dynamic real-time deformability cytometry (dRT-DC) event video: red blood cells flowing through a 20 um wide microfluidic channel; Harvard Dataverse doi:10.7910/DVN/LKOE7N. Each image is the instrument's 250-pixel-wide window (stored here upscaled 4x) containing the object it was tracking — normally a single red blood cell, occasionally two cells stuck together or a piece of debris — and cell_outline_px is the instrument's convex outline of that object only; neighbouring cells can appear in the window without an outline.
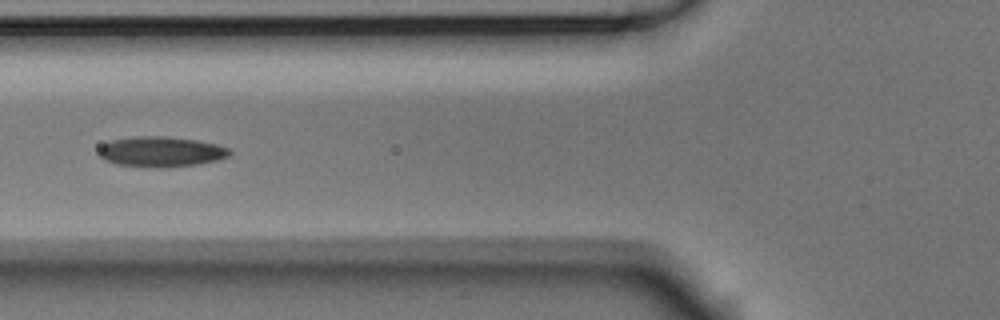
{"species": "Egyptian fruit bat (a non-hibernating species)", "species_latin": "Rousettus aegyptiacus", "temperature_condition": "room temperature", "stored_images_in_passage": 7, "camera_frame_rate_fps": 3000, "um_per_image_px": 0.085, "animal": {"sex": "male"}, "frame": {"image": 1, "passage_image": 4, "time_ms": 1.0, "image_size_px": [1000, 320], "cell_outline_px": [[232, 152], [228, 156], [216, 160], [196, 164], [168, 168], [156, 168], [116, 164], [104, 160], [96, 152], [108, 140], [136, 136], [164, 136], [196, 140], [216, 144], [228, 148]], "centroid_in_image_um": [13.64, 12.9], "position_along_channel_um": 112.2, "area_um2": 23.24}}
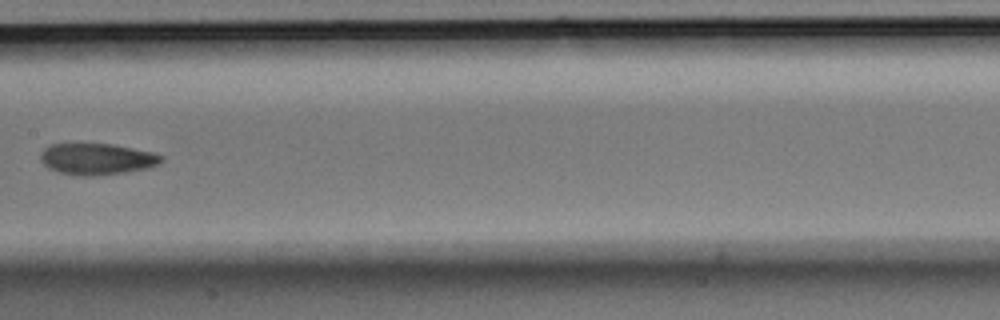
{"frame": {"image": 2, "passage_image": 6, "time_ms": 1.667, "image_size_px": [1000, 320], "cell_outline_px": [[164, 160], [160, 164], [148, 168], [128, 172], [92, 176], [80, 176], [60, 172], [48, 168], [40, 160], [40, 152], [44, 148], [52, 144], [112, 144], [152, 152], [164, 156]], "centroid_in_image_um": [8.26, 13.52], "position_along_channel_um": 199.1, "area_um2": 22.2}}
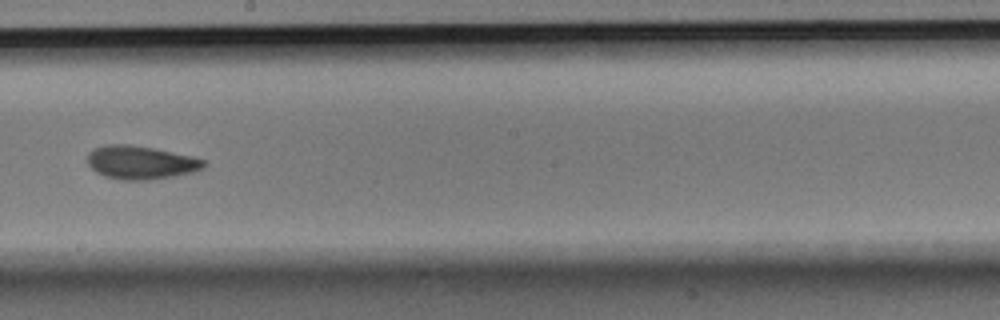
{"frame": {"image": 3, "passage_image": 7, "time_ms": 2.0, "image_size_px": [1000, 320], "cell_outline_px": [[208, 164], [204, 168], [192, 172], [172, 176], [148, 180], [124, 180], [104, 176], [96, 172], [88, 164], [88, 152], [92, 148], [104, 144], [128, 144], [152, 148], [192, 156], [204, 160]], "centroid_in_image_um": [11.94, 13.8], "position_along_channel_um": 236.3, "area_um2": 22.66}}